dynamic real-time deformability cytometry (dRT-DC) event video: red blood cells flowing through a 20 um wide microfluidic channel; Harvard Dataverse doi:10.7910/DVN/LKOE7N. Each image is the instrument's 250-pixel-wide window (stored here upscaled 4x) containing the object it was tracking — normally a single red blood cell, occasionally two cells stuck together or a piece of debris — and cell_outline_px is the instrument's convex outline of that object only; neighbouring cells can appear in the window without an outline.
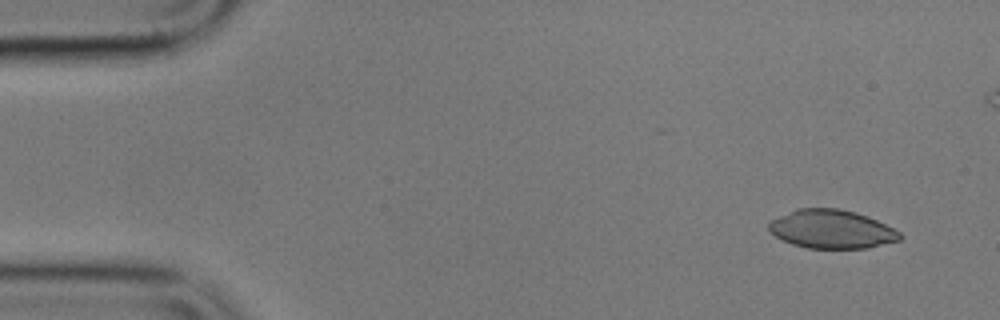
{"species": "common noctule bat (a hibernating species)", "species_latin": "Nyctalus noctula", "temperature_condition": "cold", "stored_images_in_passage": 5, "camera_frame_rate_fps": 3000, "um_per_image_px": 0.085, "animal": {"sex": "male", "body_mass_g": 17.9}, "frame": {"image": 1, "passage_image": 1, "time_ms": 0.0, "image_size_px": [1000, 320], "cell_outline_px": [[904, 236], [900, 240], [868, 248], [808, 248], [792, 244], [768, 232], [768, 224], [772, 220], [796, 208], [840, 208], [856, 212], [868, 216], [900, 232]], "centroid_in_image_um": [70.69, 19.47], "position_along_channel_um": 14.3, "area_um2": 29.48}}